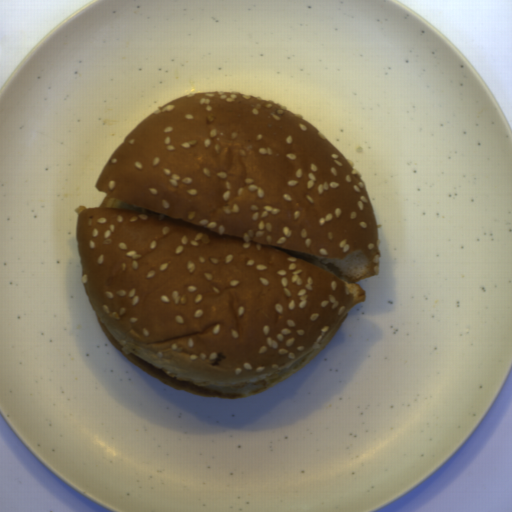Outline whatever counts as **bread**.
I'll use <instances>...</instances> for the list:
<instances>
[{
  "mask_svg": "<svg viewBox=\"0 0 512 512\" xmlns=\"http://www.w3.org/2000/svg\"><path fill=\"white\" fill-rule=\"evenodd\" d=\"M77 207L81 280L106 337L189 394L252 397L311 362L380 273L364 182L312 124L251 94L174 98Z\"/></svg>",
  "mask_w": 512,
  "mask_h": 512,
  "instance_id": "8d2b1439",
  "label": "bread"
}]
</instances>
